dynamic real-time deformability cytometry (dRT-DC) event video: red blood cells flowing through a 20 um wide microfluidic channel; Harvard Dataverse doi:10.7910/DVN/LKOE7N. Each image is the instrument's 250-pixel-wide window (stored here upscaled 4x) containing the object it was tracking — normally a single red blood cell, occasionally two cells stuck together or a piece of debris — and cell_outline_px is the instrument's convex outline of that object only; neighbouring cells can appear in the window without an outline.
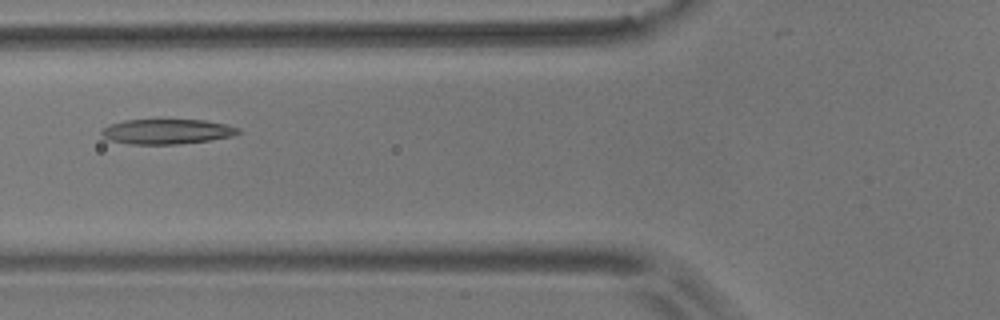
{"species": "common noctule bat (a hibernating species)", "species_latin": "Nyctalus noctula", "temperature_condition": "room temperature", "stored_images_in_passage": 51, "camera_frame_rate_fps": 3000, "um_per_image_px": 0.085, "animal": {"sex": "male", "body_mass_g": 17.9}, "frame": {"image": 1, "passage_image": 21, "time_ms": 6.667, "image_size_px": [1000, 320], "cell_outline_px": [[240, 132], [232, 136], [208, 140], [180, 144], [128, 144], [108, 140], [100, 132], [104, 128], [112, 124], [124, 120], [204, 120], [228, 124], [240, 128]], "centroid_in_image_um": [14.21, 11.18], "position_along_channel_um": 111.6, "area_um2": 19.83}}
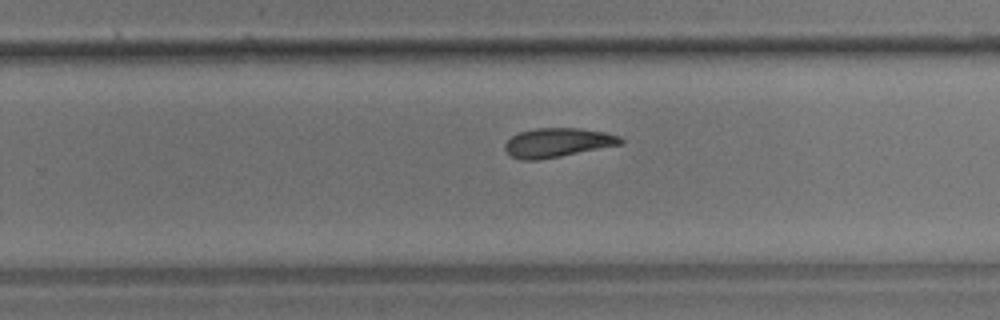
{"frame": {"image": 2, "passage_image": 35, "time_ms": 11.333, "image_size_px": [1000, 320], "cell_outline_px": [[624, 144], [560, 156], [536, 160], [520, 160], [512, 156], [504, 148], [504, 144], [512, 136], [520, 132], [536, 128], [580, 128], [604, 132], [620, 136], [624, 140]], "centroid_in_image_um": [47.42, 12.12], "position_along_channel_um": 282.4, "area_um2": 19.59}}
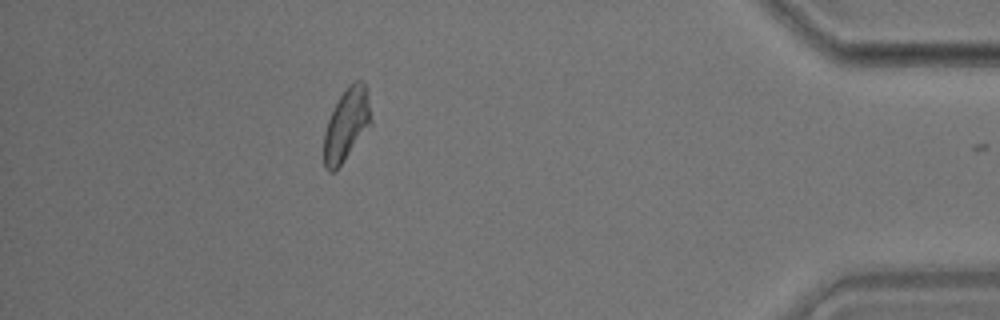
{"frame": {"image": 3, "passage_image": 49, "time_ms": 16.0, "image_size_px": [1000, 320], "cell_outline_px": [[372, 124], [336, 172], [328, 172], [324, 168], [324, 132], [328, 120], [340, 96], [348, 84], [356, 80], [360, 80], [368, 88], [372, 120]], "centroid_in_image_um": [29.47, 10.61], "position_along_channel_um": 405.7, "area_um2": 20.23}}